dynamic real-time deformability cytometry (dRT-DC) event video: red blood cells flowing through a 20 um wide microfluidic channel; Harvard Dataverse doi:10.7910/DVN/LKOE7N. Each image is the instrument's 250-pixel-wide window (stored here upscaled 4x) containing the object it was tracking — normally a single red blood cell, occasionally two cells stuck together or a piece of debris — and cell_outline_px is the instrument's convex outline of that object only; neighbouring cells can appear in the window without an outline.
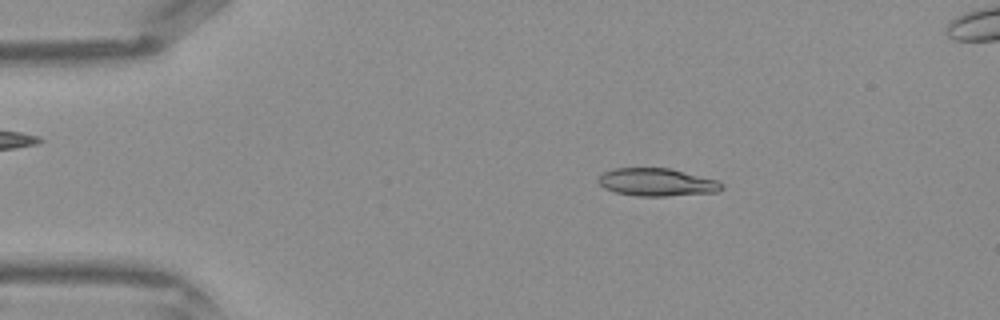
{"species": "Egyptian fruit bat (a non-hibernating species)", "species_latin": "Rousettus aegyptiacus", "temperature_condition": "warm", "stored_images_in_passage": 43, "segment_of_instrument_passage": [1, 2], "camera_frame_rate_fps": 3000, "um_per_image_px": 0.085, "frame": {"image": 1, "passage_image": 7, "time_ms": 2.0, "image_size_px": [1000, 320], "cell_outline_px": [[724, 188], [720, 192], [664, 196], [636, 196], [616, 192], [604, 188], [596, 180], [604, 172], [612, 168], [672, 168], [716, 180], [724, 184]], "centroid_in_image_um": [55.85, 15.49], "position_along_channel_um": 29.1, "area_um2": 20.11}}
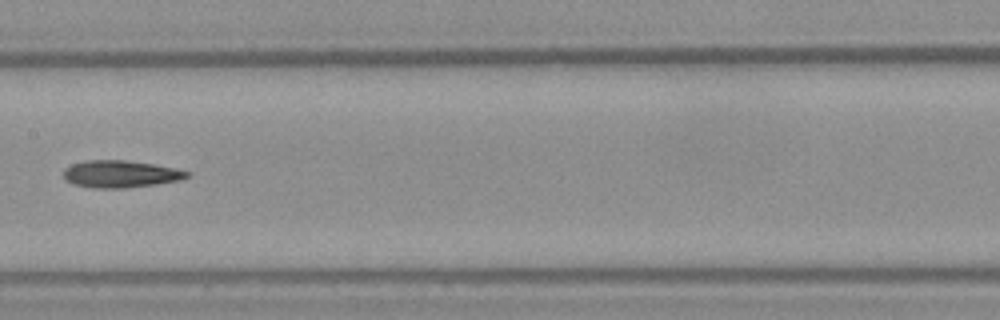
{"frame": {"image": 2, "passage_image": 21, "time_ms": 6.667, "image_size_px": [1000, 320], "cell_outline_px": [[192, 172], [188, 176], [180, 180], [156, 184], [124, 188], [92, 188], [72, 184], [64, 176], [64, 168], [72, 164], [88, 160], [124, 160], [156, 164], [176, 168]], "centroid_in_image_um": [10.27, 14.79], "position_along_channel_um": 197.1, "area_um2": 19.59}}
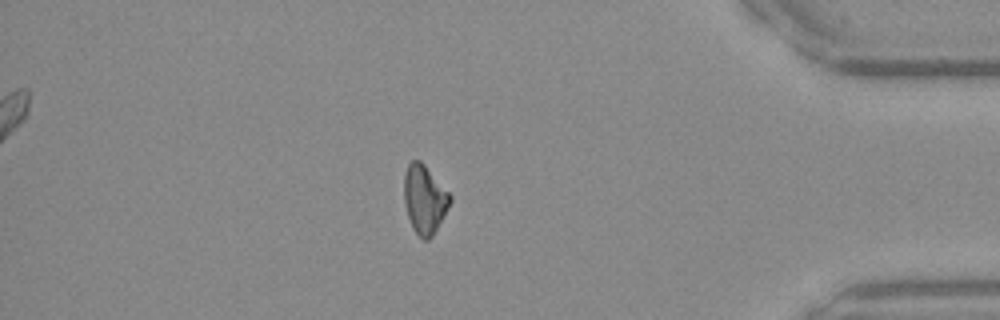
{"frame": {"image": 3, "passage_image": 36, "time_ms": 11.667, "image_size_px": [1000, 320], "cell_outline_px": [[452, 200], [432, 236], [428, 240], [424, 240], [412, 228], [404, 204], [404, 176], [408, 164], [412, 160], [420, 160], [424, 164], [452, 196]], "centroid_in_image_um": [36.07, 16.93], "position_along_channel_um": 399.1, "area_um2": 18.15}}